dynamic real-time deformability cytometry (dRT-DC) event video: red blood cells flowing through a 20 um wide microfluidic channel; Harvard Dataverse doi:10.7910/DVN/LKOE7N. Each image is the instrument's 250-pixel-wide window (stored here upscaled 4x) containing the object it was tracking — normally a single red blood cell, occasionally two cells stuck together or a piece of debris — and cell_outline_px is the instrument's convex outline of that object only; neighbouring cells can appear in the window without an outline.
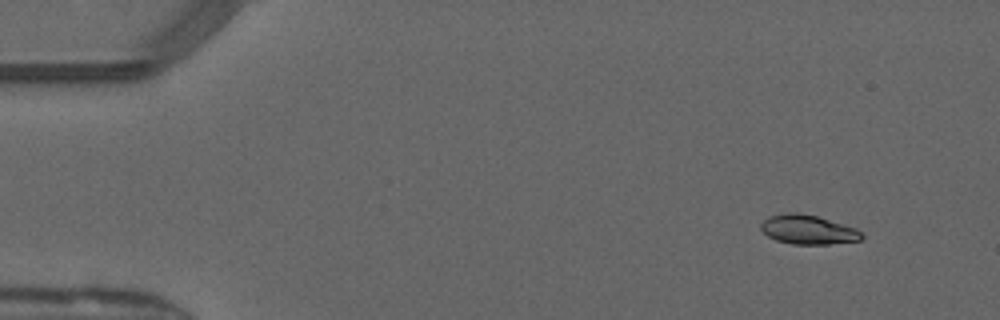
{"species": "common noctule bat (a hibernating species)", "species_latin": "Nyctalus noctula", "temperature_condition": "warm", "stored_images_in_passage": 47, "camera_frame_rate_fps": 3000, "um_per_image_px": 0.085, "animal": {"sex": "male", "forearm_length_mm": 52.5}, "frame": {"image": 1, "passage_image": 2, "time_ms": 0.333, "image_size_px": [1000, 320], "cell_outline_px": [[864, 236], [860, 240], [828, 244], [792, 244], [776, 240], [768, 236], [760, 228], [760, 224], [764, 220], [772, 216], [788, 212], [796, 212], [816, 216], [856, 228]], "centroid_in_image_um": [68.67, 19.52], "position_along_channel_um": 16.3, "area_um2": 16.94}}
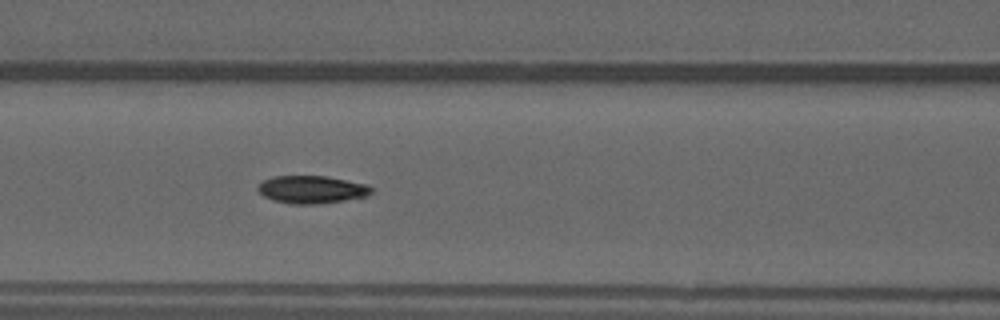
{"frame": {"image": 2, "passage_image": 19, "time_ms": 6.0, "image_size_px": [1000, 320], "cell_outline_px": [[372, 192], [364, 196], [344, 200], [312, 204], [292, 204], [272, 200], [264, 196], [256, 188], [264, 180], [272, 176], [328, 176], [368, 184], [372, 188]], "centroid_in_image_um": [26.48, 16.1], "position_along_channel_um": 140.1, "area_um2": 18.21}}
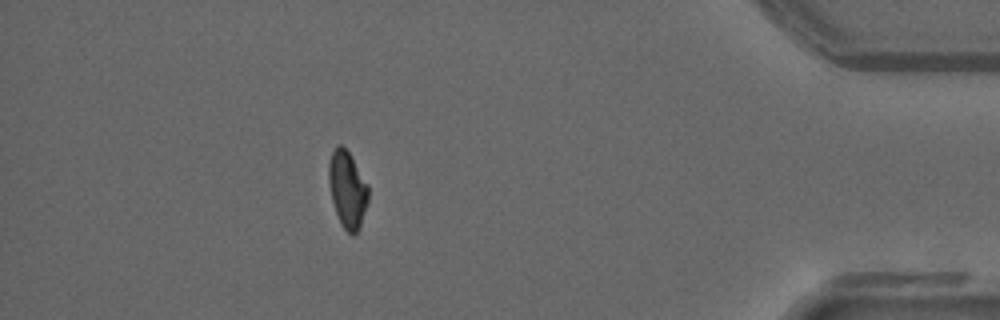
{"frame": {"image": 3, "passage_image": 42, "time_ms": 13.667, "image_size_px": [1000, 320], "cell_outline_px": [[368, 204], [360, 224], [356, 232], [352, 236], [344, 228], [336, 212], [332, 200], [328, 180], [328, 164], [332, 152], [336, 144], [340, 144], [348, 152], [368, 184]], "centroid_in_image_um": [29.52, 16.08], "position_along_channel_um": 405.7, "area_um2": 17.46}, "authors_computed_cell_mechanics": {"area_um2": 18.1492, "velocity_mm_per_s": 4.1021, "shape_relaxation_time_tau1_ms": 4.0423, "shape_relaxation_time_tau2_ms": null, "deformation_change_tau1": 0.1286, "deformation_change_tau2": null}}